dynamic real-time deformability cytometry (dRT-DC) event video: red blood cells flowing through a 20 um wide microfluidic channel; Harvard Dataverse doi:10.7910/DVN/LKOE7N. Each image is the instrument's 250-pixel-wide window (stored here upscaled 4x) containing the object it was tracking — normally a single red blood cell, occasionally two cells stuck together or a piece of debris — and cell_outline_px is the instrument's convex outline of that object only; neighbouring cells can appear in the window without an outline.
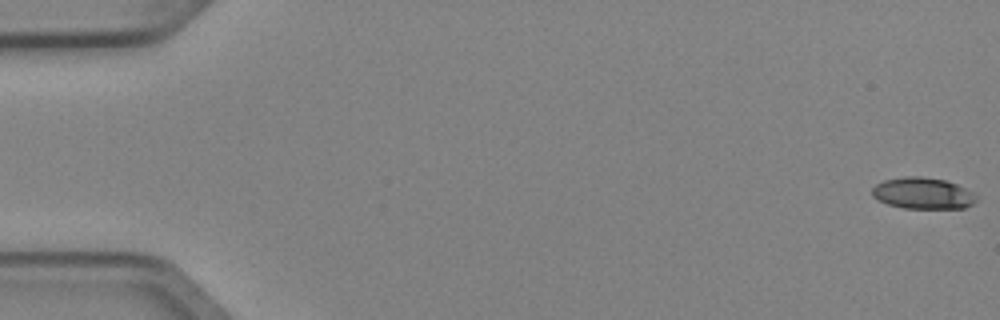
{"species": "Egyptian fruit bat (a non-hibernating species)", "species_latin": "Rousettus aegyptiacus", "temperature_condition": "cold", "stored_images_in_passage": 7, "camera_frame_rate_fps": 3000, "um_per_image_px": 0.085, "animal": {"sex": "female"}, "frame": {"image": 1, "passage_image": 1, "time_ms": 0.0, "image_size_px": [1000, 320], "cell_outline_px": [[976, 200], [972, 204], [964, 208], [904, 208], [888, 204], [872, 196], [872, 188], [876, 184], [884, 180], [904, 176], [920, 176], [944, 180], [956, 184], [972, 192], [976, 196]], "centroid_in_image_um": [78.42, 16.42], "position_along_channel_um": 6.6, "area_um2": 18.9}}
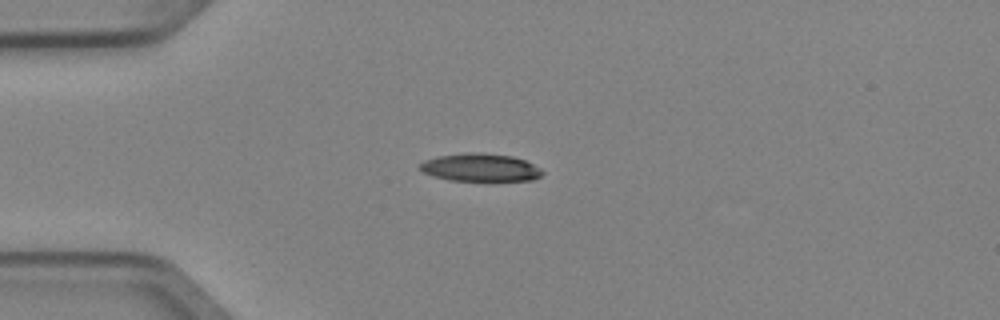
{"frame": {"image": 2, "passage_image": 4, "time_ms": 1.0, "image_size_px": [1000, 320], "cell_outline_px": [[544, 172], [540, 176], [532, 180], [448, 180], [432, 176], [424, 172], [420, 168], [420, 164], [424, 160], [436, 156], [468, 152], [480, 152], [512, 156], [524, 160], [540, 168]], "centroid_in_image_um": [40.8, 14.22], "position_along_channel_um": 44.2, "area_um2": 19.77}}
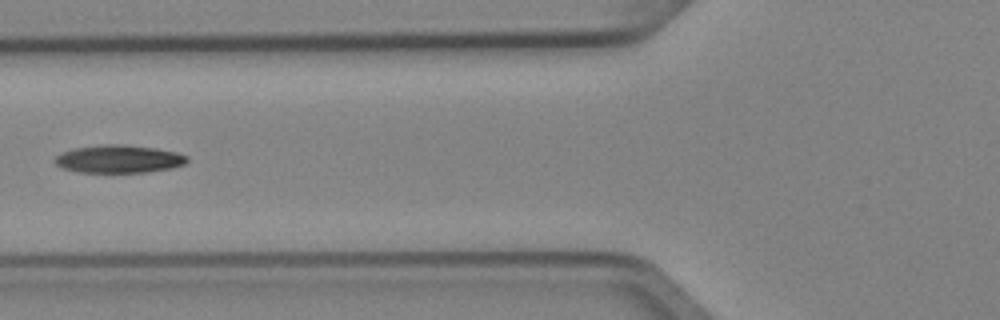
{"frame": {"image": 3, "passage_image": 6, "time_ms": 1.667, "image_size_px": [1000, 320], "cell_outline_px": [[188, 160], [184, 164], [172, 168], [144, 172], [80, 172], [64, 168], [56, 164], [52, 160], [60, 152], [76, 148], [100, 144], [124, 144], [156, 148], [176, 152], [188, 156]], "centroid_in_image_um": [10.09, 13.5], "position_along_channel_um": 115.7, "area_um2": 21.5}}